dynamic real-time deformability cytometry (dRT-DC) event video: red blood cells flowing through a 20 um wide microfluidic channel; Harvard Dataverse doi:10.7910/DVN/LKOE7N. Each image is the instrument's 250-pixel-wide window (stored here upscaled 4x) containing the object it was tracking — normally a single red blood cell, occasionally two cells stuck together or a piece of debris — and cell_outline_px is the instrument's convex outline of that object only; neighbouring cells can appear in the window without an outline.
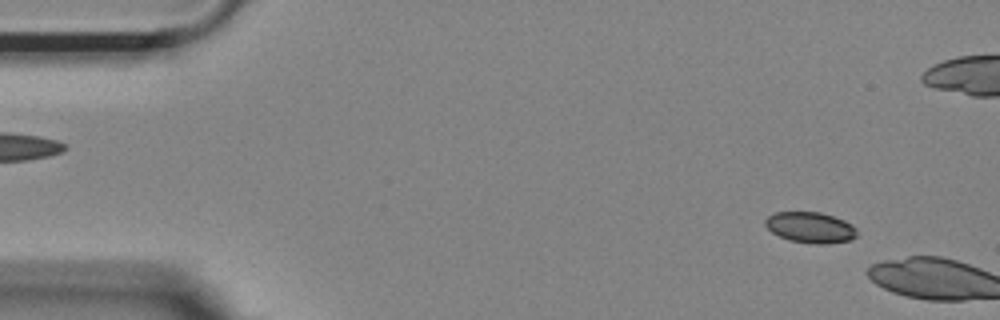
{"species": "Egyptian fruit bat (a non-hibernating species)", "species_latin": "Rousettus aegyptiacus", "temperature_condition": "room temperature", "stored_images_in_passage": 3, "camera_frame_rate_fps": 3000, "um_per_image_px": 0.085, "animal": {"sex": "female"}, "frame": {"image": 1, "passage_image": 1, "time_ms": 0.0, "image_size_px": [1000, 320], "cell_outline_px": [[856, 236], [852, 240], [824, 244], [816, 244], [792, 240], [780, 236], [772, 232], [764, 224], [764, 220], [768, 216], [776, 212], [820, 212], [844, 220], [852, 224], [856, 228]], "centroid_in_image_um": [68.89, 19.33], "position_along_channel_um": 16.1, "area_um2": 16.36}}